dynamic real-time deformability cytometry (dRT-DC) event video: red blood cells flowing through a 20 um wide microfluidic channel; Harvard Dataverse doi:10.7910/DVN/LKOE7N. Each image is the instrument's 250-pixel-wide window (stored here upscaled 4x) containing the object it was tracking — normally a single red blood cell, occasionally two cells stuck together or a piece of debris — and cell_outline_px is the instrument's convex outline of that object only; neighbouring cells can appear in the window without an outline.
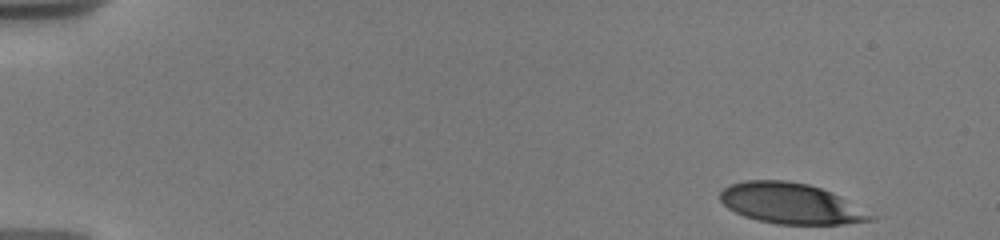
{"species": "human", "species_latin": "Homo sapiens", "temperature_condition": "warm", "stored_images_in_passage": 15, "camera_frame_rate_fps": 3000, "um_per_image_px": 0.085, "donor": {"sex": "male"}, "frame": {"image": 1, "passage_image": 1, "time_ms": 0.0, "image_size_px": [1000, 240], "cell_outline_px": [[876, 216], [872, 220], [844, 224], [776, 224], [756, 220], [744, 216], [728, 208], [720, 200], [720, 192], [728, 184], [744, 180], [788, 180], [808, 184], [832, 192], [840, 196]], "centroid_in_image_um": [67.19, 17.29], "position_along_channel_um": 17.8, "area_um2": 35.72}}
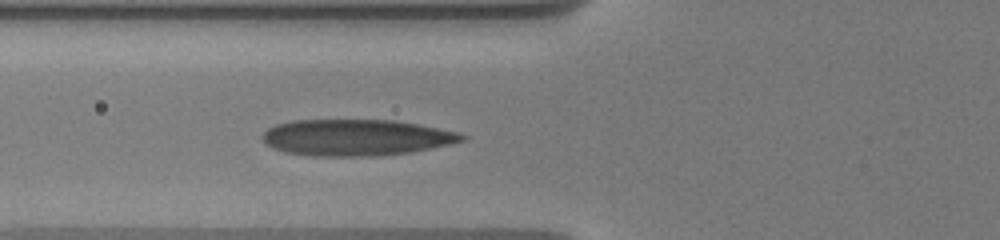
{"frame": {"image": 2, "passage_image": 13, "time_ms": 5.667, "image_size_px": [1000, 240], "cell_outline_px": [[468, 136], [464, 140], [448, 144], [408, 152], [372, 156], [312, 156], [284, 152], [272, 148], [260, 136], [268, 128], [276, 124], [292, 120], [392, 120], [416, 124], [456, 132]], "centroid_in_image_um": [30.19, 11.69], "position_along_channel_um": 95.6, "area_um2": 41.85}}
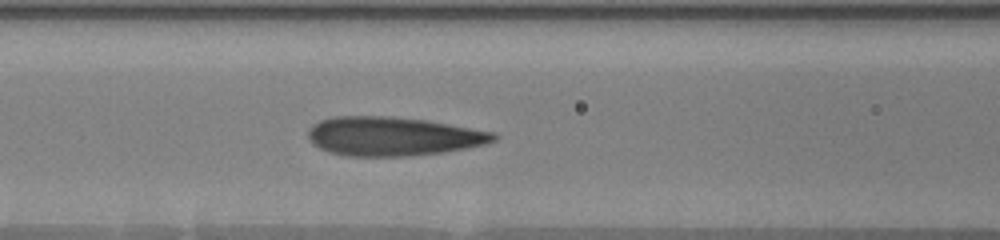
{"frame": {"image": 3, "passage_image": 15, "time_ms": 6.667, "image_size_px": [1000, 240], "cell_outline_px": [[500, 136], [496, 140], [484, 144], [444, 152], [404, 156], [348, 156], [328, 152], [312, 144], [308, 140], [308, 128], [312, 124], [320, 120], [332, 116], [392, 116], [424, 120], [496, 132]], "centroid_in_image_um": [33.36, 11.58], "position_along_channel_um": 133.2, "area_um2": 42.25}}